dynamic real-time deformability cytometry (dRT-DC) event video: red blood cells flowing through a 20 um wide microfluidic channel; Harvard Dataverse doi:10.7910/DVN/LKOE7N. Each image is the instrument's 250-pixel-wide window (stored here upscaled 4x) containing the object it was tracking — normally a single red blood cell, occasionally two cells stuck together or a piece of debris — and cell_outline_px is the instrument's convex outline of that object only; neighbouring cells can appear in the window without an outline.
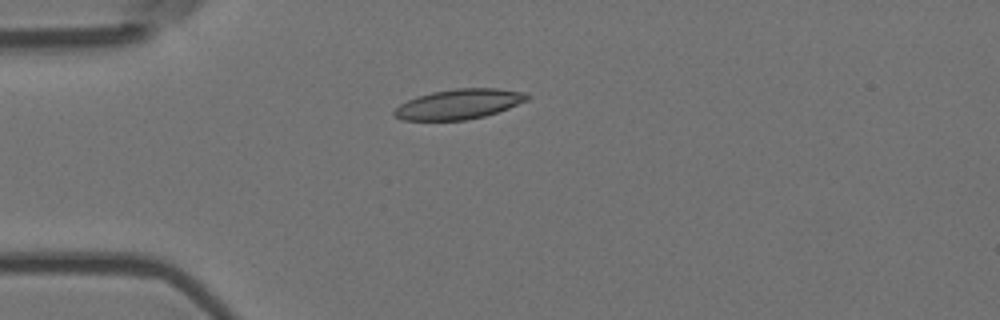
{"species": "Egyptian fruit bat (a non-hibernating species)", "species_latin": "Rousettus aegyptiacus", "temperature_condition": "room temperature", "stored_images_in_passage": 7, "camera_frame_rate_fps": 3000, "um_per_image_px": 0.085, "animal": {"sex": "female"}, "frame": {"image": 1, "passage_image": 5, "time_ms": 1.333, "image_size_px": [1000, 320], "cell_outline_px": [[532, 96], [528, 100], [508, 108], [484, 116], [464, 120], [400, 120], [392, 116], [392, 112], [400, 104], [408, 100], [432, 92], [456, 88], [496, 88], [528, 92]], "centroid_in_image_um": [39.03, 8.84], "position_along_channel_um": 46.0, "area_um2": 23.29}}
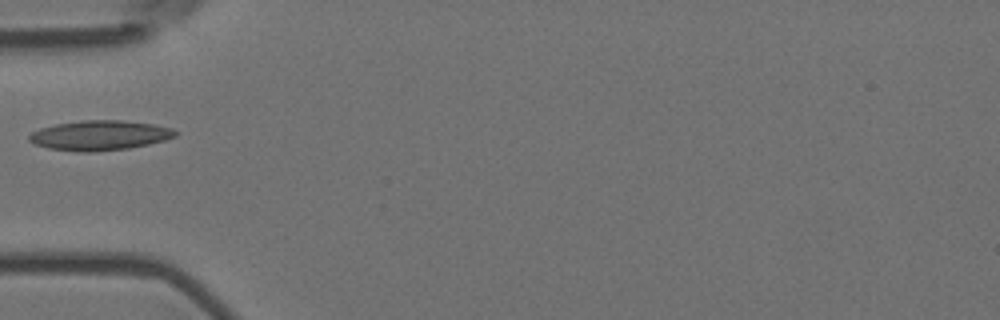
{"frame": {"image": 2, "passage_image": 6, "time_ms": 1.667, "image_size_px": [1000, 320], "cell_outline_px": [[176, 136], [164, 140], [148, 144], [128, 148], [92, 152], [80, 152], [48, 148], [36, 144], [28, 140], [28, 136], [32, 132], [40, 128], [56, 124], [80, 120], [124, 120], [152, 124], [172, 128], [176, 132]], "centroid_in_image_um": [8.45, 11.5], "position_along_channel_um": 76.5, "area_um2": 25.32}}
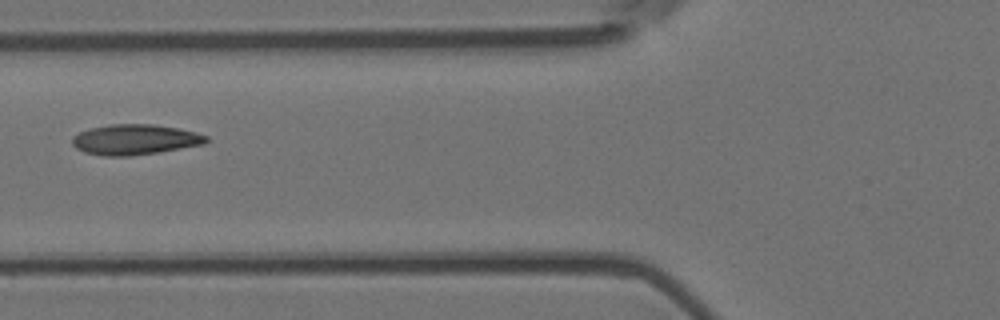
{"frame": {"image": 3, "passage_image": 7, "time_ms": 2.0, "image_size_px": [1000, 320], "cell_outline_px": [[208, 140], [204, 144], [156, 152], [128, 156], [104, 156], [84, 152], [76, 148], [72, 144], [72, 136], [80, 132], [92, 128], [108, 124], [152, 124], [180, 128], [196, 132], [208, 136]], "centroid_in_image_um": [11.46, 11.85], "position_along_channel_um": 114.3, "area_um2": 23.64}}